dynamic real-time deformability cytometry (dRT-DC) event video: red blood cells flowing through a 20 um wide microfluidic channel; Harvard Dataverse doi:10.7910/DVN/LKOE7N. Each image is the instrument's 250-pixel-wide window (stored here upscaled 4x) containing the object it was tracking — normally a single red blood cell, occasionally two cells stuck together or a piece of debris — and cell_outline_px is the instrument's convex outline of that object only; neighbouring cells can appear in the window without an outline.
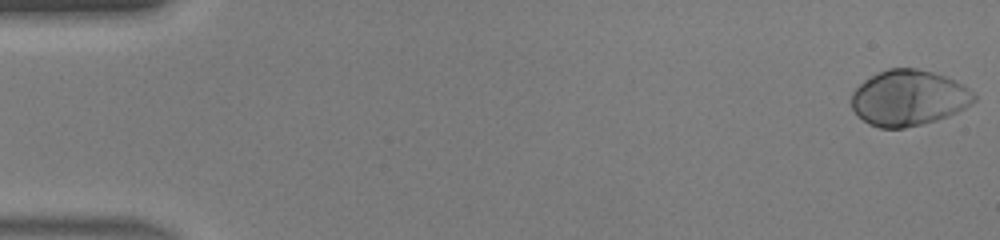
{"species": "human", "species_latin": "Homo sapiens", "temperature_condition": "warm", "stored_images_in_passage": 22, "camera_frame_rate_fps": 3000, "um_per_image_px": 0.085, "donor": {"sex": "male"}, "frame": {"image": 1, "passage_image": 1, "time_ms": 0.0, "image_size_px": [1000, 240], "cell_outline_px": [[976, 100], [972, 104], [948, 116], [936, 120], [904, 128], [880, 128], [868, 124], [852, 108], [852, 92], [864, 80], [888, 68], [916, 68], [932, 72], [944, 76], [964, 84], [976, 96]], "centroid_in_image_um": [77.25, 8.32], "position_along_channel_um": 7.8, "area_um2": 39.54}}
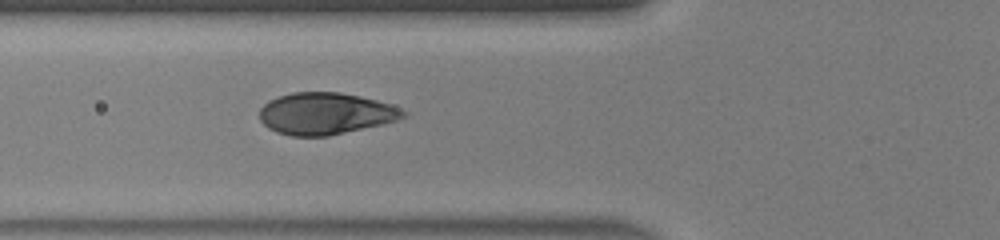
{"frame": {"image": 2, "passage_image": 18, "time_ms": 5.667, "image_size_px": [1000, 240], "cell_outline_px": [[408, 116], [384, 124], [328, 136], [292, 136], [276, 132], [268, 128], [260, 120], [260, 108], [268, 100], [292, 92], [340, 92], [360, 96], [376, 100], [400, 108], [408, 112]], "centroid_in_image_um": [27.67, 9.65], "position_along_channel_um": 98.1, "area_um2": 35.08}}
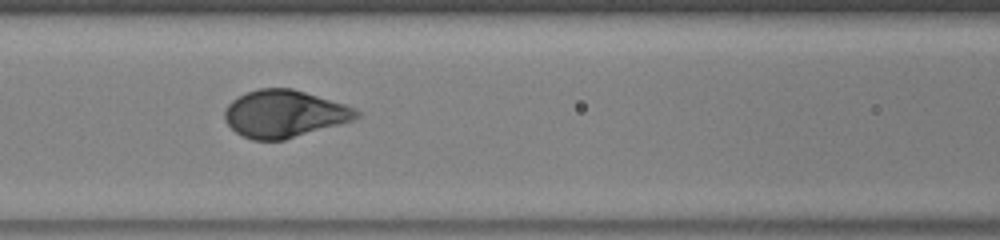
{"frame": {"image": 3, "passage_image": 21, "time_ms": 6.667, "image_size_px": [1000, 240], "cell_outline_px": [[360, 116], [352, 120], [340, 124], [284, 140], [252, 140], [236, 132], [224, 120], [224, 108], [236, 96], [260, 88], [292, 88], [344, 104], [360, 112]], "centroid_in_image_um": [24.12, 9.67], "position_along_channel_um": 142.5, "area_um2": 36.13}}